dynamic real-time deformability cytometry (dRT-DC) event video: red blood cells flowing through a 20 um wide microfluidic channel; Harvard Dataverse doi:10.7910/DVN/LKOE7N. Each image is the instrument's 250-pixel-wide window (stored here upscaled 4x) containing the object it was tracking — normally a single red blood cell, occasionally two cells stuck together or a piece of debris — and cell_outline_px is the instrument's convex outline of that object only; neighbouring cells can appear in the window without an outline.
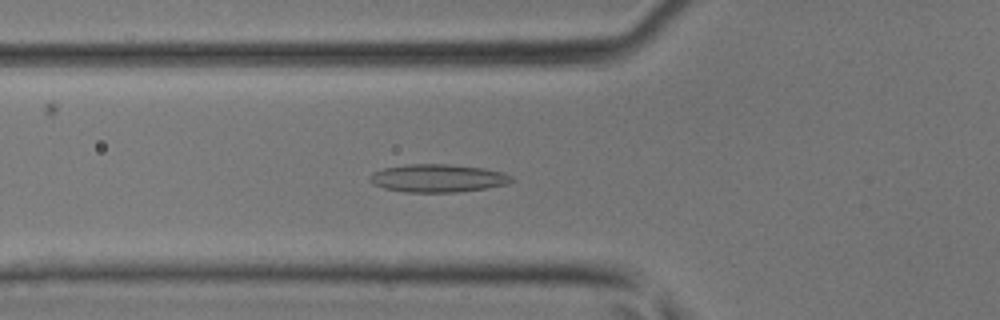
{"species": "common noctule bat (a hibernating species)", "species_latin": "Nyctalus noctula", "temperature_condition": "room temperature", "stored_images_in_passage": 41, "camera_frame_rate_fps": 3000, "um_per_image_px": 0.085, "animal": {"sex": "male", "body_mass_g": 17.9, "forearm_length_mm": 54.2}, "frame": {"image": 1, "passage_image": 12, "time_ms": 3.667, "image_size_px": [1000, 320], "cell_outline_px": [[516, 180], [508, 184], [484, 188], [456, 192], [404, 192], [384, 188], [372, 184], [368, 180], [368, 176], [372, 172], [384, 168], [408, 164], [448, 164], [484, 168], [504, 172], [512, 176]], "centroid_in_image_um": [37.21, 15.14], "position_along_channel_um": 88.6, "area_um2": 23.29}}
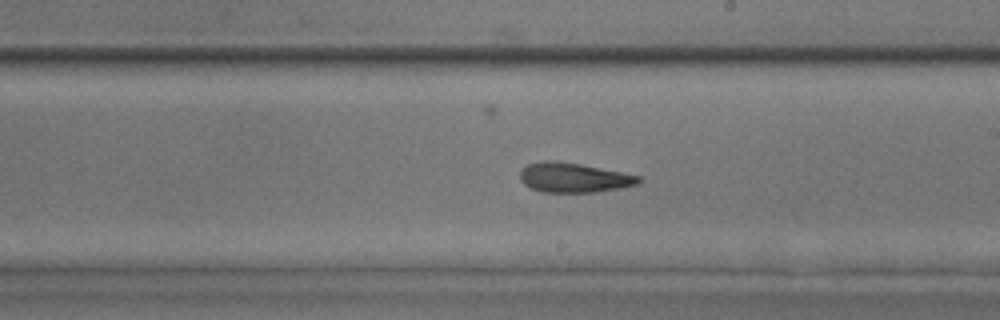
{"frame": {"image": 2, "passage_image": 22, "time_ms": 7.0, "image_size_px": [1000, 320], "cell_outline_px": [[640, 180], [636, 184], [620, 188], [592, 192], [544, 192], [532, 188], [524, 184], [520, 180], [520, 168], [528, 164], [544, 160], [556, 160], [580, 164], [640, 176]], "centroid_in_image_um": [48.7, 15.08], "position_along_channel_um": 240.3, "area_um2": 20.29}}
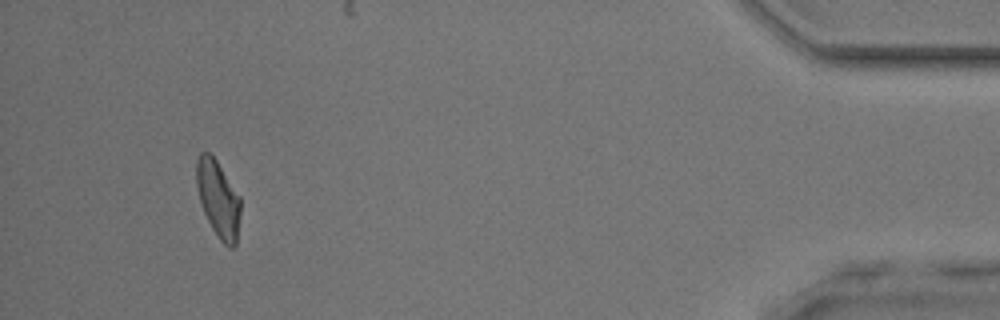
{"frame": {"image": 3, "passage_image": 38, "time_ms": 12.333, "image_size_px": [1000, 320], "cell_outline_px": [[240, 216], [236, 244], [232, 248], [228, 248], [220, 240], [212, 228], [200, 204], [196, 184], [196, 160], [200, 152], [208, 152], [216, 160], [240, 196]], "centroid_in_image_um": [18.54, 16.91], "position_along_channel_um": 416.7, "area_um2": 19.71}}